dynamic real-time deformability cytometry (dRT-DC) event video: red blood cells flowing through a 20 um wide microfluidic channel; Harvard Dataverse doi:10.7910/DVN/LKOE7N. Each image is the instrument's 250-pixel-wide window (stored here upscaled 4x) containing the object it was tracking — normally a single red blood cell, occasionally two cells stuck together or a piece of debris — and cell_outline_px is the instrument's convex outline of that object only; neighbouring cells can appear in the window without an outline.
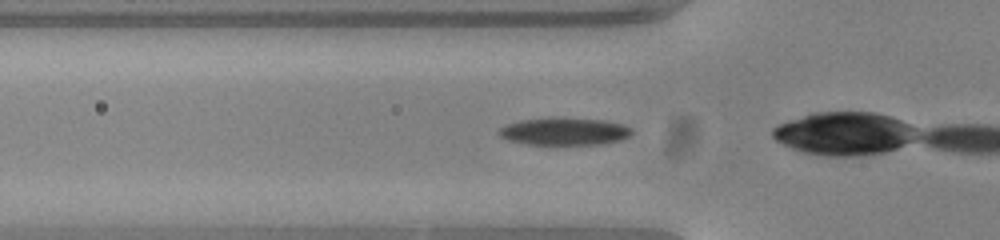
{"species": "common noctule bat (a hibernating species)", "species_latin": "Nyctalus noctula", "temperature_condition": "warm", "stored_images_in_passage": 13, "camera_frame_rate_fps": 3000, "um_per_image_px": 0.085, "animal": {"sex": "female", "body_mass_g": 23.0, "forearm_length_mm": 53.4}, "frame": {"image": 1, "passage_image": 12, "time_ms": 3.667, "image_size_px": [1000, 240], "cell_outline_px": [[632, 132], [628, 136], [620, 140], [600, 144], [528, 144], [508, 140], [500, 136], [496, 132], [500, 128], [508, 124], [520, 120], [548, 116], [556, 116], [604, 120], [620, 124], [632, 128]], "centroid_in_image_um": [47.93, 11.14], "position_along_channel_um": 77.9, "area_um2": 21.5}}